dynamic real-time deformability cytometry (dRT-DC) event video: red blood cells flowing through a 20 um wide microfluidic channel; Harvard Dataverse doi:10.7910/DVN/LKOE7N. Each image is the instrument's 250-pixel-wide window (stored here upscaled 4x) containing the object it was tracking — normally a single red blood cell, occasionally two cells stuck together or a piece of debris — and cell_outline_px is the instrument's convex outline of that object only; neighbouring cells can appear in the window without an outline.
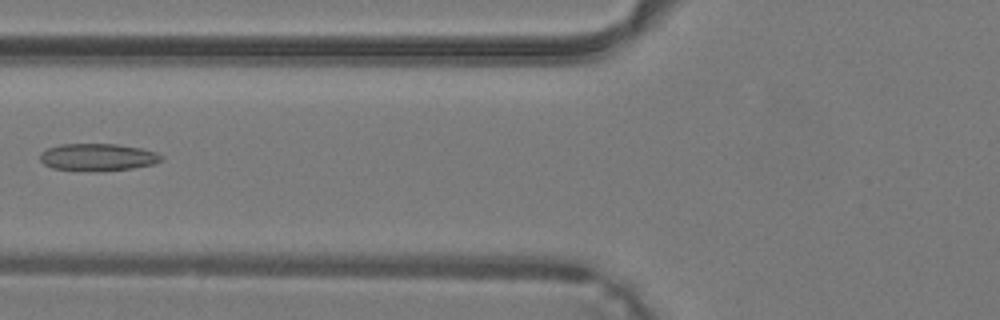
{"species": "common noctule bat (a hibernating species)", "species_latin": "Nyctalus noctula", "temperature_condition": "warm", "stored_images_in_passage": 31, "camera_frame_rate_fps": 3000, "um_per_image_px": 0.085, "animal": {"sex": "male", "body_mass_g": 19.2, "forearm_length_mm": 51.8}, "frame": {"image": 1, "passage_image": 7, "time_ms": 2.0, "image_size_px": [1000, 320], "cell_outline_px": [[164, 160], [152, 164], [132, 168], [52, 168], [44, 164], [40, 160], [40, 152], [48, 148], [60, 144], [116, 144], [140, 148], [156, 152], [164, 156]], "centroid_in_image_um": [8.33, 13.3], "position_along_channel_um": 117.5, "area_um2": 18.26}}
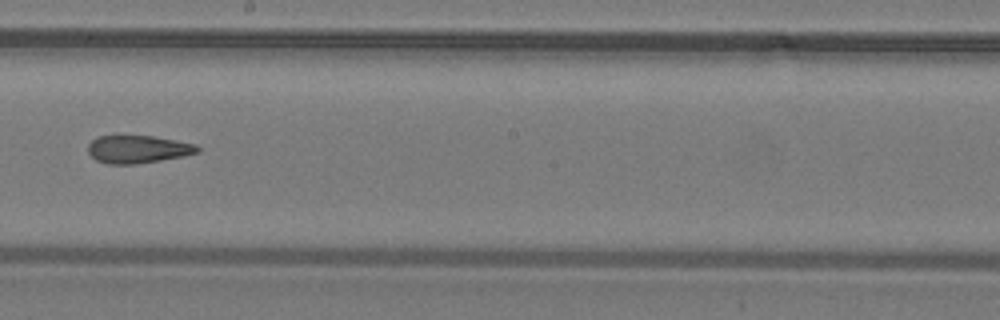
{"frame": {"image": 2, "passage_image": 14, "time_ms": 4.333, "image_size_px": [1000, 320], "cell_outline_px": [[200, 152], [184, 156], [136, 164], [108, 164], [96, 160], [88, 152], [88, 144], [96, 136], [152, 136], [176, 140], [196, 144], [200, 148]], "centroid_in_image_um": [11.73, 12.68], "position_along_channel_um": 236.5, "area_um2": 17.74}}
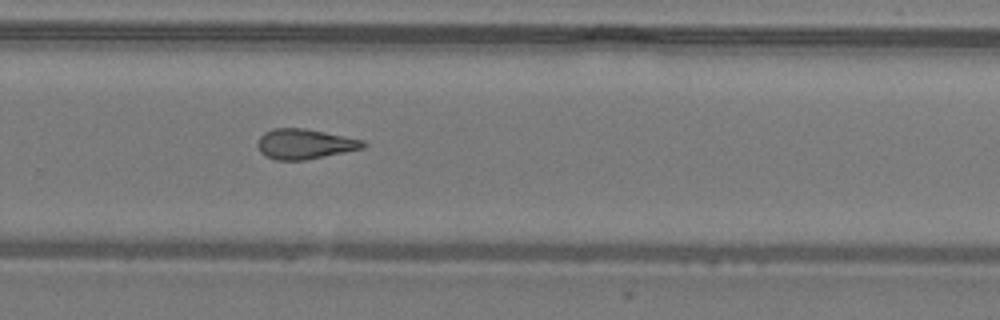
{"frame": {"image": 3, "passage_image": 18, "time_ms": 5.667, "image_size_px": [1000, 320], "cell_outline_px": [[368, 144], [364, 148], [304, 160], [276, 160], [264, 156], [260, 152], [256, 144], [260, 136], [264, 132], [272, 128], [304, 128], [364, 140]], "centroid_in_image_um": [25.87, 12.24], "position_along_channel_um": 303.9, "area_um2": 18.55}}